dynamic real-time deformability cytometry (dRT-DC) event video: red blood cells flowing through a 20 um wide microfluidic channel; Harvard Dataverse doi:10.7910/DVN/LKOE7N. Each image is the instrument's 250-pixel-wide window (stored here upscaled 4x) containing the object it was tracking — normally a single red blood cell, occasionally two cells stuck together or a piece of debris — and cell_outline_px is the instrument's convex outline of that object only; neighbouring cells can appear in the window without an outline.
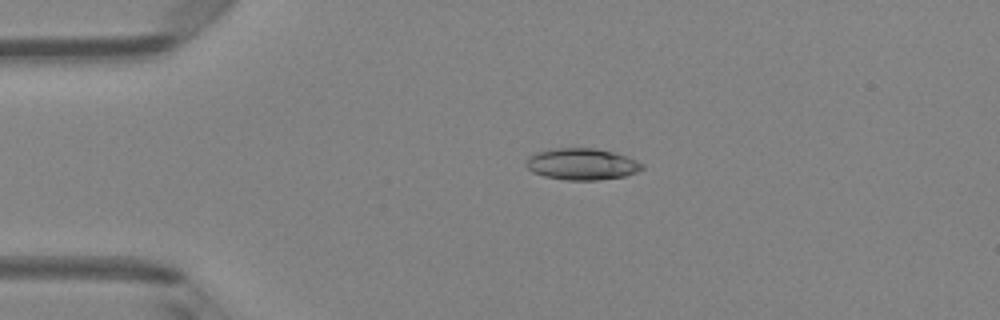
{"species": "Egyptian fruit bat (a non-hibernating species)", "species_latin": "Rousettus aegyptiacus", "temperature_condition": "room temperature", "stored_images_in_passage": 4, "camera_frame_rate_fps": 3000, "um_per_image_px": 0.085, "animal": {"sex": "female"}, "frame": {"image": 1, "passage_image": 3, "time_ms": 2.667, "image_size_px": [1000, 320], "cell_outline_px": [[644, 168], [636, 172], [624, 176], [600, 180], [568, 180], [544, 176], [532, 172], [524, 164], [528, 156], [536, 152], [556, 148], [596, 148], [612, 152], [636, 160], [644, 164]], "centroid_in_image_um": [49.43, 13.95], "position_along_channel_um": 35.6, "area_um2": 21.33}}